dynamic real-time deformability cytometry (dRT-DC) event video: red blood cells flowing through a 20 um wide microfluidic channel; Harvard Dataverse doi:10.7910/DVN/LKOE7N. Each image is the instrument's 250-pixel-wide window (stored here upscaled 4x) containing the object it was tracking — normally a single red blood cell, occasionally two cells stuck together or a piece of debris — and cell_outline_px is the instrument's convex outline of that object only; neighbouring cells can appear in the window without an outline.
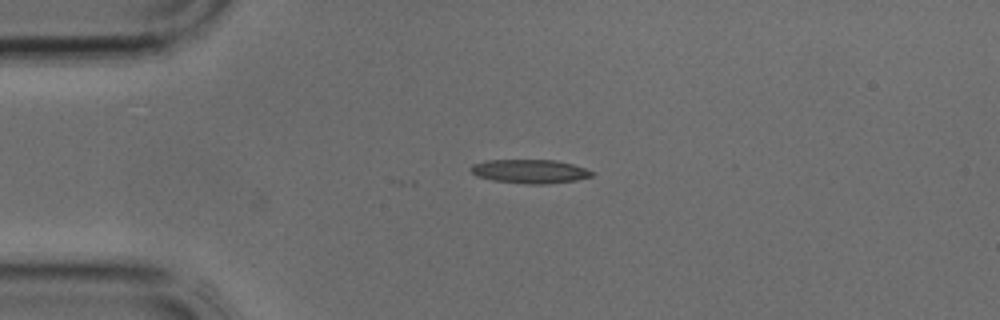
{"species": "common noctule bat (a hibernating species)", "species_latin": "Nyctalus noctula", "temperature_condition": "cold", "stored_images_in_passage": 10, "camera_frame_rate_fps": 3000, "um_per_image_px": 0.085, "animal": {"sex": "male", "body_mass_g": 17.9, "forearm_length_mm": 54.2}, "frame": {"image": 1, "passage_image": 10, "time_ms": 3.0, "image_size_px": [1000, 320], "cell_outline_px": [[596, 172], [592, 176], [576, 180], [544, 184], [524, 184], [492, 180], [476, 176], [468, 168], [472, 164], [488, 160], [556, 160], [572, 164]], "centroid_in_image_um": [45.02, 14.56], "position_along_channel_um": 40.0, "area_um2": 16.88}}